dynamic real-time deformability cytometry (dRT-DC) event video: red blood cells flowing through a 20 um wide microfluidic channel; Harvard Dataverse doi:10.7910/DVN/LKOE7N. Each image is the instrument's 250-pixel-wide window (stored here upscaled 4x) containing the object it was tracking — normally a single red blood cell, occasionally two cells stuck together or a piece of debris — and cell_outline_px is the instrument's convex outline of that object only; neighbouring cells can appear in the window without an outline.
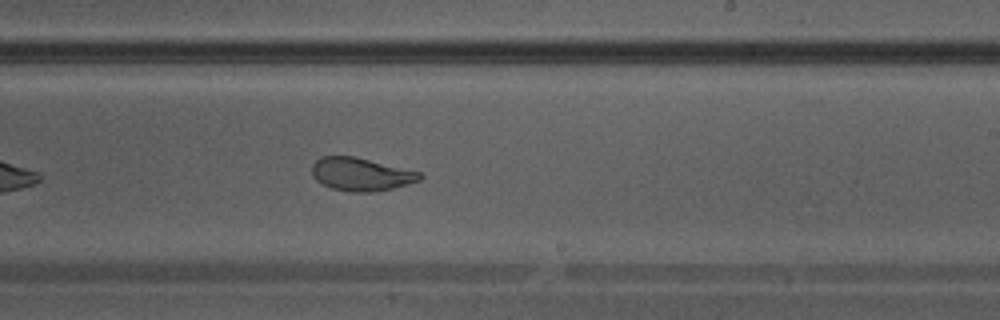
{"species": "Egyptian fruit bat (a non-hibernating species)", "species_latin": "Rousettus aegyptiacus", "temperature_condition": "warm", "stored_images_in_passage": 28, "camera_frame_rate_fps": 3000, "um_per_image_px": 0.085, "animal": {"sex": "male"}, "frame": {"image": 1, "passage_image": 13, "time_ms": 4.0, "image_size_px": [1000, 320], "cell_outline_px": [[424, 176], [420, 180], [392, 188], [376, 192], [352, 192], [332, 188], [316, 180], [312, 176], [312, 164], [320, 156], [356, 156], [420, 172]], "centroid_in_image_um": [30.67, 14.8], "position_along_channel_um": 258.3, "area_um2": 20.81}}